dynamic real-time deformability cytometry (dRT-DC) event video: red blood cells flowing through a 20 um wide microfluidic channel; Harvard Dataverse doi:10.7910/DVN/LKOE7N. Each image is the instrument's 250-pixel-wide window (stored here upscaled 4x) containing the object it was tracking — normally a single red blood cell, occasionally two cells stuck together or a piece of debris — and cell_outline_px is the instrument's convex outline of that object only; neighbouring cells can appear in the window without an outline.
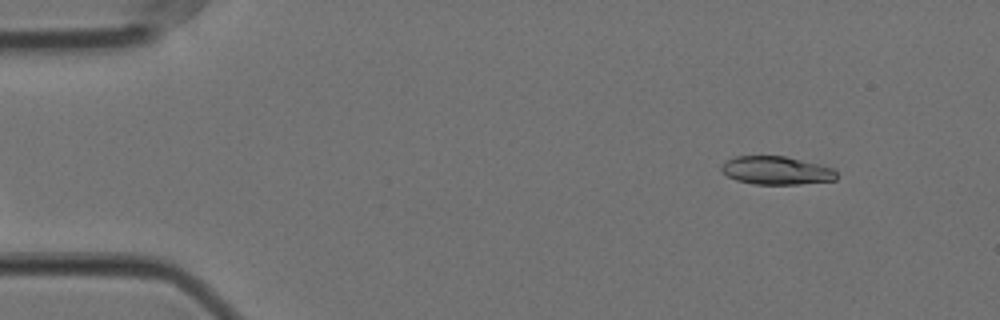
{"species": "Egyptian fruit bat (a non-hibernating species)", "species_latin": "Rousettus aegyptiacus", "temperature_condition": "cold", "stored_images_in_passage": 53, "camera_frame_rate_fps": 3000, "um_per_image_px": 0.085, "animal": {"sex": "female"}, "frame": {"image": 1, "passage_image": 1, "time_ms": 0.0, "image_size_px": [1000, 320], "cell_outline_px": [[836, 180], [800, 184], [756, 184], [736, 180], [728, 176], [720, 168], [728, 160], [736, 156], [784, 156], [832, 168], [836, 172]], "centroid_in_image_um": [65.99, 14.5], "position_along_channel_um": 19.0, "area_um2": 18.55}}
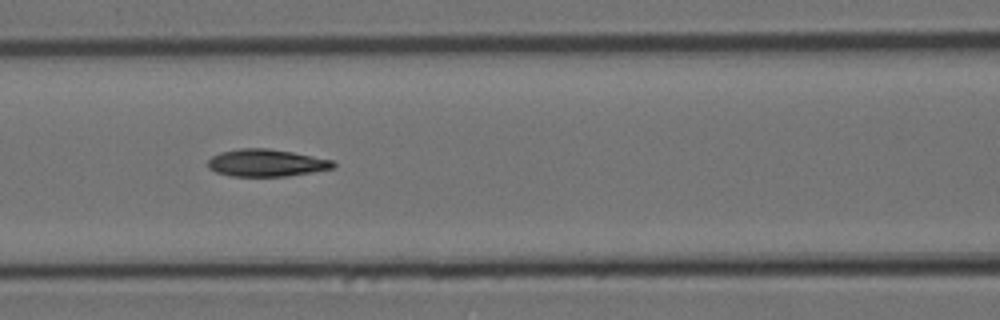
{"frame": {"image": 2, "passage_image": 19, "time_ms": 6.0, "image_size_px": [1000, 320], "cell_outline_px": [[336, 164], [332, 168], [312, 172], [288, 176], [232, 176], [216, 172], [208, 168], [208, 160], [212, 156], [220, 152], [240, 148], [268, 148], [292, 152], [332, 160]], "centroid_in_image_um": [22.61, 13.84], "position_along_channel_um": 144.0, "area_um2": 19.83}}
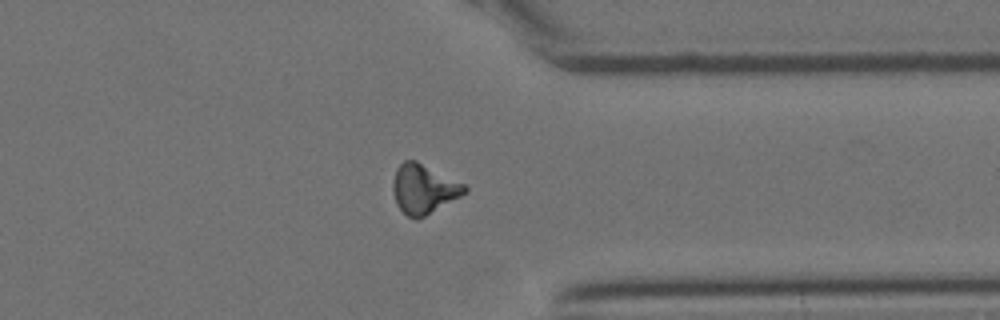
{"frame": {"image": 3, "passage_image": 39, "time_ms": 12.667, "image_size_px": [1000, 320], "cell_outline_px": [[468, 192], [424, 216], [416, 220], [408, 216], [396, 204], [392, 188], [392, 184], [396, 168], [404, 160], [416, 160], [464, 184], [468, 188]], "centroid_in_image_um": [35.99, 16.05], "position_along_channel_um": 375.4, "area_um2": 20.46}, "authors_computed_cell_mechanics": {"area_um2": 19.4208, "velocity_mm_per_s": 3.5508, "shape_relaxation_time_tau1_ms": 5.7447, "shape_relaxation_time_tau2_ms": 4.8364, "deformation_change_tau1": 0.1544, "deformation_change_tau2": 0.12}}